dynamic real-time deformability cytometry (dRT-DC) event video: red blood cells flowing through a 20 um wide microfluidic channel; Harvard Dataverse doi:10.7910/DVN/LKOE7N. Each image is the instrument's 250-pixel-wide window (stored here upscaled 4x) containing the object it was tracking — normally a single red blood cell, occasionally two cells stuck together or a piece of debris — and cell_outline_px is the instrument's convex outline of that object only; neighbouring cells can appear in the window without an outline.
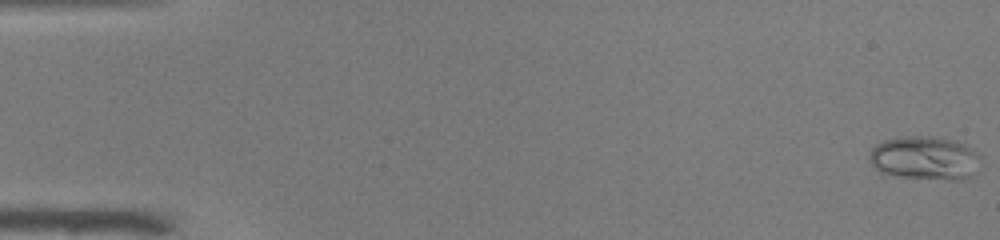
{"species": "common noctule bat (a hibernating species)", "species_latin": "Nyctalus noctula", "temperature_condition": "warm", "stored_images_in_passage": 51, "camera_frame_rate_fps": 3000, "um_per_image_px": 0.085, "animal": {"sex": "male", "body_mass_g": 19.0, "forearm_length_mm": 50.8}, "frame": {"image": 1, "passage_image": 1, "time_ms": 0.0, "image_size_px": [1000, 240], "cell_outline_px": [[980, 156], [968, 176], [956, 180], [904, 176], [880, 172], [868, 160], [868, 156], [872, 148], [876, 144], [884, 140], [908, 136], [932, 136], [948, 140], [960, 144], [968, 148]], "centroid_in_image_um": [78.48, 13.42], "position_along_channel_um": 6.5, "area_um2": 27.05}}
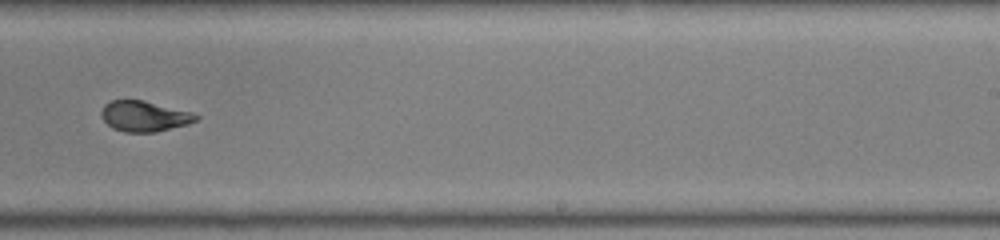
{"frame": {"image": 2, "passage_image": 33, "time_ms": 10.667, "image_size_px": [1000, 240], "cell_outline_px": [[200, 116], [196, 120], [188, 124], [156, 132], [124, 132], [112, 128], [100, 116], [100, 112], [104, 104], [112, 100], [144, 100], [192, 112]], "centroid_in_image_um": [12.25, 9.87], "position_along_channel_um": 276.7, "area_um2": 16.94}}
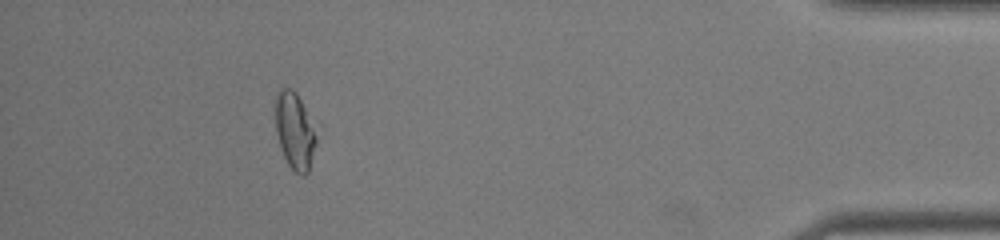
{"frame": {"image": 3, "passage_image": 47, "time_ms": 15.333, "image_size_px": [1000, 240], "cell_outline_px": [[316, 144], [308, 172], [304, 176], [296, 172], [288, 164], [280, 148], [276, 132], [276, 92], [280, 88], [292, 88], [296, 92], [304, 108], [316, 136]], "centroid_in_image_um": [25.02, 11.13], "position_along_channel_um": 410.2, "area_um2": 17.8}, "authors_computed_cell_mechanics": {"area_um2": 17.918, "velocity_mm_per_s": 3.9841, "shape_relaxation_time_tau1_ms": null, "shape_relaxation_time_tau2_ms": 0.7189, "deformation_change_tau1": null, "deformation_change_tau2": 0.0698}}